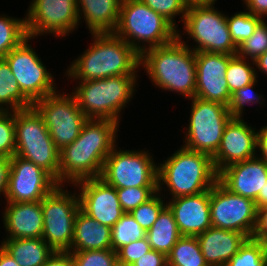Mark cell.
<instances>
[{
    "instance_id": "5bb4252c",
    "label": "cell",
    "mask_w": 267,
    "mask_h": 266,
    "mask_svg": "<svg viewBox=\"0 0 267 266\" xmlns=\"http://www.w3.org/2000/svg\"><path fill=\"white\" fill-rule=\"evenodd\" d=\"M210 215L212 227L243 233L254 237L258 209L255 201L237 195L217 181L210 189Z\"/></svg>"
},
{
    "instance_id": "8992f818",
    "label": "cell",
    "mask_w": 267,
    "mask_h": 266,
    "mask_svg": "<svg viewBox=\"0 0 267 266\" xmlns=\"http://www.w3.org/2000/svg\"><path fill=\"white\" fill-rule=\"evenodd\" d=\"M113 33L139 55L148 49L167 45L177 38V29L141 0H122Z\"/></svg>"
},
{
    "instance_id": "603a6c76",
    "label": "cell",
    "mask_w": 267,
    "mask_h": 266,
    "mask_svg": "<svg viewBox=\"0 0 267 266\" xmlns=\"http://www.w3.org/2000/svg\"><path fill=\"white\" fill-rule=\"evenodd\" d=\"M196 237L204 259L209 266H225L248 239L238 231L215 227L208 228Z\"/></svg>"
},
{
    "instance_id": "d590c367",
    "label": "cell",
    "mask_w": 267,
    "mask_h": 266,
    "mask_svg": "<svg viewBox=\"0 0 267 266\" xmlns=\"http://www.w3.org/2000/svg\"><path fill=\"white\" fill-rule=\"evenodd\" d=\"M267 51V21L264 19L257 25L254 33L238 47L236 55L254 61Z\"/></svg>"
},
{
    "instance_id": "74e56055",
    "label": "cell",
    "mask_w": 267,
    "mask_h": 266,
    "mask_svg": "<svg viewBox=\"0 0 267 266\" xmlns=\"http://www.w3.org/2000/svg\"><path fill=\"white\" fill-rule=\"evenodd\" d=\"M74 266H117V253L112 249L70 252Z\"/></svg>"
},
{
    "instance_id": "30bf717a",
    "label": "cell",
    "mask_w": 267,
    "mask_h": 266,
    "mask_svg": "<svg viewBox=\"0 0 267 266\" xmlns=\"http://www.w3.org/2000/svg\"><path fill=\"white\" fill-rule=\"evenodd\" d=\"M191 100L190 118L185 129L184 148L213 156L221 143L226 124L232 118L222 103L197 97Z\"/></svg>"
},
{
    "instance_id": "7c38bea8",
    "label": "cell",
    "mask_w": 267,
    "mask_h": 266,
    "mask_svg": "<svg viewBox=\"0 0 267 266\" xmlns=\"http://www.w3.org/2000/svg\"><path fill=\"white\" fill-rule=\"evenodd\" d=\"M33 107L43 117L59 151L78 138L83 124L88 120L72 93L63 94L58 90L36 101Z\"/></svg>"
},
{
    "instance_id": "d6a6232c",
    "label": "cell",
    "mask_w": 267,
    "mask_h": 266,
    "mask_svg": "<svg viewBox=\"0 0 267 266\" xmlns=\"http://www.w3.org/2000/svg\"><path fill=\"white\" fill-rule=\"evenodd\" d=\"M225 266H267V245L249 238Z\"/></svg>"
},
{
    "instance_id": "60d3db41",
    "label": "cell",
    "mask_w": 267,
    "mask_h": 266,
    "mask_svg": "<svg viewBox=\"0 0 267 266\" xmlns=\"http://www.w3.org/2000/svg\"><path fill=\"white\" fill-rule=\"evenodd\" d=\"M141 1L145 5L150 7L152 10L162 15L176 29L178 28V24L174 19L176 18V16L180 15L182 19L179 20V22L183 23L188 7L186 0H141Z\"/></svg>"
},
{
    "instance_id": "9a60e30c",
    "label": "cell",
    "mask_w": 267,
    "mask_h": 266,
    "mask_svg": "<svg viewBox=\"0 0 267 266\" xmlns=\"http://www.w3.org/2000/svg\"><path fill=\"white\" fill-rule=\"evenodd\" d=\"M25 16L27 36L64 38L80 25L77 0H31Z\"/></svg>"
},
{
    "instance_id": "277c9868",
    "label": "cell",
    "mask_w": 267,
    "mask_h": 266,
    "mask_svg": "<svg viewBox=\"0 0 267 266\" xmlns=\"http://www.w3.org/2000/svg\"><path fill=\"white\" fill-rule=\"evenodd\" d=\"M218 181L212 156L183 146L158 163V192L167 189L173 198L210 190ZM164 188H163V187Z\"/></svg>"
},
{
    "instance_id": "d4e9b609",
    "label": "cell",
    "mask_w": 267,
    "mask_h": 266,
    "mask_svg": "<svg viewBox=\"0 0 267 266\" xmlns=\"http://www.w3.org/2000/svg\"><path fill=\"white\" fill-rule=\"evenodd\" d=\"M109 248H111V227L102 225L80 209L74 223L70 252Z\"/></svg>"
},
{
    "instance_id": "484cf974",
    "label": "cell",
    "mask_w": 267,
    "mask_h": 266,
    "mask_svg": "<svg viewBox=\"0 0 267 266\" xmlns=\"http://www.w3.org/2000/svg\"><path fill=\"white\" fill-rule=\"evenodd\" d=\"M1 243L20 266H43L55 252L42 238L4 239Z\"/></svg>"
},
{
    "instance_id": "b9f144b4",
    "label": "cell",
    "mask_w": 267,
    "mask_h": 266,
    "mask_svg": "<svg viewBox=\"0 0 267 266\" xmlns=\"http://www.w3.org/2000/svg\"><path fill=\"white\" fill-rule=\"evenodd\" d=\"M151 250L152 248L148 243L147 237L130 242L116 251L117 262L132 265L136 260Z\"/></svg>"
},
{
    "instance_id": "ba28073f",
    "label": "cell",
    "mask_w": 267,
    "mask_h": 266,
    "mask_svg": "<svg viewBox=\"0 0 267 266\" xmlns=\"http://www.w3.org/2000/svg\"><path fill=\"white\" fill-rule=\"evenodd\" d=\"M183 28V34L196 42L191 48L194 52L237 53L228 29L227 14L215 9L214 3L188 5Z\"/></svg>"
},
{
    "instance_id": "cb8c5ba5",
    "label": "cell",
    "mask_w": 267,
    "mask_h": 266,
    "mask_svg": "<svg viewBox=\"0 0 267 266\" xmlns=\"http://www.w3.org/2000/svg\"><path fill=\"white\" fill-rule=\"evenodd\" d=\"M122 0H77L79 22L84 19L86 28L93 33H113L120 13Z\"/></svg>"
},
{
    "instance_id": "e575fe53",
    "label": "cell",
    "mask_w": 267,
    "mask_h": 266,
    "mask_svg": "<svg viewBox=\"0 0 267 266\" xmlns=\"http://www.w3.org/2000/svg\"><path fill=\"white\" fill-rule=\"evenodd\" d=\"M257 81L258 78L251 84L231 93L229 105L227 107L232 118H243V110L247 104H259L260 106H266L264 104L266 100L265 96L254 92Z\"/></svg>"
},
{
    "instance_id": "5b68a950",
    "label": "cell",
    "mask_w": 267,
    "mask_h": 266,
    "mask_svg": "<svg viewBox=\"0 0 267 266\" xmlns=\"http://www.w3.org/2000/svg\"><path fill=\"white\" fill-rule=\"evenodd\" d=\"M137 78L138 75H120L77 82L71 93L87 119L110 120L120 124L121 112L136 91Z\"/></svg>"
},
{
    "instance_id": "816d5d0a",
    "label": "cell",
    "mask_w": 267,
    "mask_h": 266,
    "mask_svg": "<svg viewBox=\"0 0 267 266\" xmlns=\"http://www.w3.org/2000/svg\"><path fill=\"white\" fill-rule=\"evenodd\" d=\"M255 205L257 209H262L267 207V182L263 189L260 190L257 199L255 200Z\"/></svg>"
},
{
    "instance_id": "6da1fadb",
    "label": "cell",
    "mask_w": 267,
    "mask_h": 266,
    "mask_svg": "<svg viewBox=\"0 0 267 266\" xmlns=\"http://www.w3.org/2000/svg\"><path fill=\"white\" fill-rule=\"evenodd\" d=\"M118 128L115 121L88 119L78 138L60 150L59 184L100 177L105 159L117 145Z\"/></svg>"
},
{
    "instance_id": "8fae6325",
    "label": "cell",
    "mask_w": 267,
    "mask_h": 266,
    "mask_svg": "<svg viewBox=\"0 0 267 266\" xmlns=\"http://www.w3.org/2000/svg\"><path fill=\"white\" fill-rule=\"evenodd\" d=\"M151 155L149 150H123L116 145L104 161L100 178L116 189L158 187V166Z\"/></svg>"
},
{
    "instance_id": "f6af8a7d",
    "label": "cell",
    "mask_w": 267,
    "mask_h": 266,
    "mask_svg": "<svg viewBox=\"0 0 267 266\" xmlns=\"http://www.w3.org/2000/svg\"><path fill=\"white\" fill-rule=\"evenodd\" d=\"M246 10L260 18L267 17V0H242Z\"/></svg>"
},
{
    "instance_id": "681fc988",
    "label": "cell",
    "mask_w": 267,
    "mask_h": 266,
    "mask_svg": "<svg viewBox=\"0 0 267 266\" xmlns=\"http://www.w3.org/2000/svg\"><path fill=\"white\" fill-rule=\"evenodd\" d=\"M255 68L256 69V76L258 77V73H264L267 76V51L260 55L256 60H255ZM259 71V72H258Z\"/></svg>"
},
{
    "instance_id": "1f68e13d",
    "label": "cell",
    "mask_w": 267,
    "mask_h": 266,
    "mask_svg": "<svg viewBox=\"0 0 267 266\" xmlns=\"http://www.w3.org/2000/svg\"><path fill=\"white\" fill-rule=\"evenodd\" d=\"M146 237V231L130 213H124L111 228V248L116 252L122 246Z\"/></svg>"
},
{
    "instance_id": "e0dca14e",
    "label": "cell",
    "mask_w": 267,
    "mask_h": 266,
    "mask_svg": "<svg viewBox=\"0 0 267 266\" xmlns=\"http://www.w3.org/2000/svg\"><path fill=\"white\" fill-rule=\"evenodd\" d=\"M234 55L210 52H195L196 89L195 97L229 105L230 91L225 80L229 60Z\"/></svg>"
},
{
    "instance_id": "ab89813d",
    "label": "cell",
    "mask_w": 267,
    "mask_h": 266,
    "mask_svg": "<svg viewBox=\"0 0 267 266\" xmlns=\"http://www.w3.org/2000/svg\"><path fill=\"white\" fill-rule=\"evenodd\" d=\"M15 111H0V157L15 155Z\"/></svg>"
},
{
    "instance_id": "2e32d148",
    "label": "cell",
    "mask_w": 267,
    "mask_h": 266,
    "mask_svg": "<svg viewBox=\"0 0 267 266\" xmlns=\"http://www.w3.org/2000/svg\"><path fill=\"white\" fill-rule=\"evenodd\" d=\"M57 185L56 180L32 161L14 155L10 158L6 202L42 201Z\"/></svg>"
},
{
    "instance_id": "ffe728a7",
    "label": "cell",
    "mask_w": 267,
    "mask_h": 266,
    "mask_svg": "<svg viewBox=\"0 0 267 266\" xmlns=\"http://www.w3.org/2000/svg\"><path fill=\"white\" fill-rule=\"evenodd\" d=\"M166 202L174 214L182 236H197L212 227L210 190L196 195L176 197Z\"/></svg>"
},
{
    "instance_id": "4dcf8cb0",
    "label": "cell",
    "mask_w": 267,
    "mask_h": 266,
    "mask_svg": "<svg viewBox=\"0 0 267 266\" xmlns=\"http://www.w3.org/2000/svg\"><path fill=\"white\" fill-rule=\"evenodd\" d=\"M250 61V62H249ZM254 61L234 55L227 66L225 80L230 94L235 90L251 84L257 79Z\"/></svg>"
},
{
    "instance_id": "52a82bcc",
    "label": "cell",
    "mask_w": 267,
    "mask_h": 266,
    "mask_svg": "<svg viewBox=\"0 0 267 266\" xmlns=\"http://www.w3.org/2000/svg\"><path fill=\"white\" fill-rule=\"evenodd\" d=\"M15 143L16 156L43 168L59 184L60 151L34 107L15 111Z\"/></svg>"
},
{
    "instance_id": "bcb514c9",
    "label": "cell",
    "mask_w": 267,
    "mask_h": 266,
    "mask_svg": "<svg viewBox=\"0 0 267 266\" xmlns=\"http://www.w3.org/2000/svg\"><path fill=\"white\" fill-rule=\"evenodd\" d=\"M256 149V157L267 164V125L258 130Z\"/></svg>"
},
{
    "instance_id": "7bdbcfd3",
    "label": "cell",
    "mask_w": 267,
    "mask_h": 266,
    "mask_svg": "<svg viewBox=\"0 0 267 266\" xmlns=\"http://www.w3.org/2000/svg\"><path fill=\"white\" fill-rule=\"evenodd\" d=\"M133 266H167V256L156 250H151L145 253L142 257L136 260Z\"/></svg>"
},
{
    "instance_id": "7a4b0ae2",
    "label": "cell",
    "mask_w": 267,
    "mask_h": 266,
    "mask_svg": "<svg viewBox=\"0 0 267 266\" xmlns=\"http://www.w3.org/2000/svg\"><path fill=\"white\" fill-rule=\"evenodd\" d=\"M93 42L68 66L65 77L85 82L120 75H139L140 55L114 33H93Z\"/></svg>"
},
{
    "instance_id": "db71d44e",
    "label": "cell",
    "mask_w": 267,
    "mask_h": 266,
    "mask_svg": "<svg viewBox=\"0 0 267 266\" xmlns=\"http://www.w3.org/2000/svg\"><path fill=\"white\" fill-rule=\"evenodd\" d=\"M117 266H133V265H126V264H122V263H117Z\"/></svg>"
},
{
    "instance_id": "c3c4849f",
    "label": "cell",
    "mask_w": 267,
    "mask_h": 266,
    "mask_svg": "<svg viewBox=\"0 0 267 266\" xmlns=\"http://www.w3.org/2000/svg\"><path fill=\"white\" fill-rule=\"evenodd\" d=\"M10 170V159L0 157V195L5 197Z\"/></svg>"
},
{
    "instance_id": "44dd1931",
    "label": "cell",
    "mask_w": 267,
    "mask_h": 266,
    "mask_svg": "<svg viewBox=\"0 0 267 266\" xmlns=\"http://www.w3.org/2000/svg\"><path fill=\"white\" fill-rule=\"evenodd\" d=\"M218 181L230 192L255 201L267 182V164L257 157L234 163L218 173Z\"/></svg>"
},
{
    "instance_id": "ee69618b",
    "label": "cell",
    "mask_w": 267,
    "mask_h": 266,
    "mask_svg": "<svg viewBox=\"0 0 267 266\" xmlns=\"http://www.w3.org/2000/svg\"><path fill=\"white\" fill-rule=\"evenodd\" d=\"M253 238L261 240L267 245V207L258 209L257 225Z\"/></svg>"
},
{
    "instance_id": "7dc6e473",
    "label": "cell",
    "mask_w": 267,
    "mask_h": 266,
    "mask_svg": "<svg viewBox=\"0 0 267 266\" xmlns=\"http://www.w3.org/2000/svg\"><path fill=\"white\" fill-rule=\"evenodd\" d=\"M43 266H74L70 252H54Z\"/></svg>"
},
{
    "instance_id": "f35d334b",
    "label": "cell",
    "mask_w": 267,
    "mask_h": 266,
    "mask_svg": "<svg viewBox=\"0 0 267 266\" xmlns=\"http://www.w3.org/2000/svg\"><path fill=\"white\" fill-rule=\"evenodd\" d=\"M116 192L124 213H131L151 199L158 192V187H128L116 189Z\"/></svg>"
},
{
    "instance_id": "7402d4cb",
    "label": "cell",
    "mask_w": 267,
    "mask_h": 266,
    "mask_svg": "<svg viewBox=\"0 0 267 266\" xmlns=\"http://www.w3.org/2000/svg\"><path fill=\"white\" fill-rule=\"evenodd\" d=\"M2 214L7 236L3 239L41 238L43 213L41 201L28 203L6 202Z\"/></svg>"
},
{
    "instance_id": "9c48e42d",
    "label": "cell",
    "mask_w": 267,
    "mask_h": 266,
    "mask_svg": "<svg viewBox=\"0 0 267 266\" xmlns=\"http://www.w3.org/2000/svg\"><path fill=\"white\" fill-rule=\"evenodd\" d=\"M57 185L41 201L43 213L42 239L55 252H70L74 223L80 208L79 195ZM66 190V191H65Z\"/></svg>"
},
{
    "instance_id": "d6986e66",
    "label": "cell",
    "mask_w": 267,
    "mask_h": 266,
    "mask_svg": "<svg viewBox=\"0 0 267 266\" xmlns=\"http://www.w3.org/2000/svg\"><path fill=\"white\" fill-rule=\"evenodd\" d=\"M251 126L242 118H231L226 124L220 146L212 156L217 173L229 165L256 157L258 131Z\"/></svg>"
},
{
    "instance_id": "f1b7e54d",
    "label": "cell",
    "mask_w": 267,
    "mask_h": 266,
    "mask_svg": "<svg viewBox=\"0 0 267 266\" xmlns=\"http://www.w3.org/2000/svg\"><path fill=\"white\" fill-rule=\"evenodd\" d=\"M168 266H209L196 236H181L167 255Z\"/></svg>"
},
{
    "instance_id": "ac0fdd59",
    "label": "cell",
    "mask_w": 267,
    "mask_h": 266,
    "mask_svg": "<svg viewBox=\"0 0 267 266\" xmlns=\"http://www.w3.org/2000/svg\"><path fill=\"white\" fill-rule=\"evenodd\" d=\"M73 185L80 190L78 195L81 210L102 225L112 228L124 214L116 188L100 177L83 179Z\"/></svg>"
},
{
    "instance_id": "f546056e",
    "label": "cell",
    "mask_w": 267,
    "mask_h": 266,
    "mask_svg": "<svg viewBox=\"0 0 267 266\" xmlns=\"http://www.w3.org/2000/svg\"><path fill=\"white\" fill-rule=\"evenodd\" d=\"M25 18L0 14V59L27 38Z\"/></svg>"
},
{
    "instance_id": "4316f807",
    "label": "cell",
    "mask_w": 267,
    "mask_h": 266,
    "mask_svg": "<svg viewBox=\"0 0 267 266\" xmlns=\"http://www.w3.org/2000/svg\"><path fill=\"white\" fill-rule=\"evenodd\" d=\"M181 236L174 214L168 206L161 211L152 227L146 231L151 248L166 256Z\"/></svg>"
},
{
    "instance_id": "836d02e7",
    "label": "cell",
    "mask_w": 267,
    "mask_h": 266,
    "mask_svg": "<svg viewBox=\"0 0 267 266\" xmlns=\"http://www.w3.org/2000/svg\"><path fill=\"white\" fill-rule=\"evenodd\" d=\"M262 20L245 8L231 16L227 15V25L234 44L238 47L244 40L248 39Z\"/></svg>"
},
{
    "instance_id": "3957f363",
    "label": "cell",
    "mask_w": 267,
    "mask_h": 266,
    "mask_svg": "<svg viewBox=\"0 0 267 266\" xmlns=\"http://www.w3.org/2000/svg\"><path fill=\"white\" fill-rule=\"evenodd\" d=\"M181 34L177 29L173 42L144 51L140 55V67L154 86L191 99L195 97L196 89L195 52Z\"/></svg>"
},
{
    "instance_id": "f5cc1de1",
    "label": "cell",
    "mask_w": 267,
    "mask_h": 266,
    "mask_svg": "<svg viewBox=\"0 0 267 266\" xmlns=\"http://www.w3.org/2000/svg\"><path fill=\"white\" fill-rule=\"evenodd\" d=\"M217 0H186L187 4H206V3H214L216 4Z\"/></svg>"
},
{
    "instance_id": "f907efd6",
    "label": "cell",
    "mask_w": 267,
    "mask_h": 266,
    "mask_svg": "<svg viewBox=\"0 0 267 266\" xmlns=\"http://www.w3.org/2000/svg\"><path fill=\"white\" fill-rule=\"evenodd\" d=\"M0 266L20 265L0 246Z\"/></svg>"
},
{
    "instance_id": "8d00e7d4",
    "label": "cell",
    "mask_w": 267,
    "mask_h": 266,
    "mask_svg": "<svg viewBox=\"0 0 267 266\" xmlns=\"http://www.w3.org/2000/svg\"><path fill=\"white\" fill-rule=\"evenodd\" d=\"M161 195L162 192H157L151 199L130 213L145 231H148L152 227L158 215L167 206V202L162 198L164 196Z\"/></svg>"
},
{
    "instance_id": "4fadbf2b",
    "label": "cell",
    "mask_w": 267,
    "mask_h": 266,
    "mask_svg": "<svg viewBox=\"0 0 267 266\" xmlns=\"http://www.w3.org/2000/svg\"><path fill=\"white\" fill-rule=\"evenodd\" d=\"M31 40H33L31 37L25 38L3 59L10 66L23 95L34 104L58 90L53 74L48 71L35 49L28 43Z\"/></svg>"
},
{
    "instance_id": "83f0119b",
    "label": "cell",
    "mask_w": 267,
    "mask_h": 266,
    "mask_svg": "<svg viewBox=\"0 0 267 266\" xmlns=\"http://www.w3.org/2000/svg\"><path fill=\"white\" fill-rule=\"evenodd\" d=\"M31 107L33 104L23 95L10 66L4 59H0V111H17Z\"/></svg>"
}]
</instances>
